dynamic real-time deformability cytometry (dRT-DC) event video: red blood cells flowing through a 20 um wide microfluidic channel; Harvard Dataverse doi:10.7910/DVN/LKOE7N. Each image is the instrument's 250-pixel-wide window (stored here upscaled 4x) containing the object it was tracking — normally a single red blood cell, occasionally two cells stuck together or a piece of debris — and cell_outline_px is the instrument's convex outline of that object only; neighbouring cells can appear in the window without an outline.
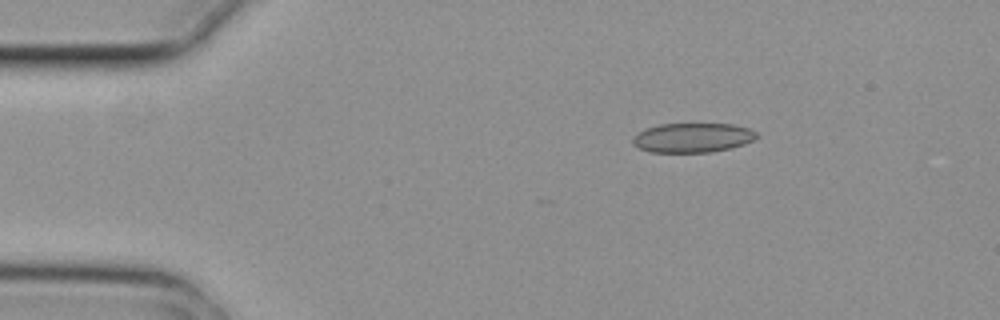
{"species": "common noctule bat (a hibernating species)", "species_latin": "Nyctalus noctula", "temperature_condition": "cold", "stored_images_in_passage": 3, "camera_frame_rate_fps": 3000, "um_per_image_px": 0.085, "animal": {"sex": "female", "body_mass_g": 29.2, "forearm_length_mm": 56.3}, "frame": {"image": 1, "passage_image": 1, "time_ms": 0.0, "image_size_px": [1000, 320], "cell_outline_px": [[760, 136], [744, 144], [732, 148], [712, 152], [648, 152], [632, 144], [632, 136], [644, 128], [660, 124], [732, 124], [748, 128], [756, 132]], "centroid_in_image_um": [58.85, 11.7], "position_along_channel_um": 26.2, "area_um2": 21.44}}